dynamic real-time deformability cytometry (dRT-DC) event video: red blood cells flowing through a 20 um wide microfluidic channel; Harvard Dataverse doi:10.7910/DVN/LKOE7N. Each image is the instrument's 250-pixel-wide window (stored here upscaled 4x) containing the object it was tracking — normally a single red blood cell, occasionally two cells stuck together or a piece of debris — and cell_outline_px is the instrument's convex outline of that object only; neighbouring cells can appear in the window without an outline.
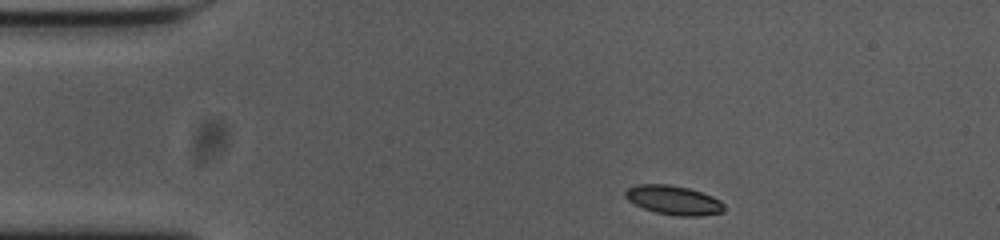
{"species": "common noctule bat (a hibernating species)", "species_latin": "Nyctalus noctula", "temperature_condition": "cold", "stored_images_in_passage": 8, "camera_frame_rate_fps": 3000, "um_per_image_px": 0.085, "animal": {"sex": "female", "body_mass_g": 23.0, "forearm_length_mm": 53.4}, "frame": {"image": 1, "passage_image": 1, "time_ms": 0.0, "image_size_px": [1000, 240], "cell_outline_px": [[724, 212], [700, 216], [680, 216], [656, 212], [644, 208], [628, 200], [624, 196], [624, 192], [628, 188], [636, 184], [668, 184], [688, 188], [712, 196], [720, 200], [724, 204]], "centroid_in_image_um": [57.26, 17.01], "position_along_channel_um": 27.7, "area_um2": 16.7}}